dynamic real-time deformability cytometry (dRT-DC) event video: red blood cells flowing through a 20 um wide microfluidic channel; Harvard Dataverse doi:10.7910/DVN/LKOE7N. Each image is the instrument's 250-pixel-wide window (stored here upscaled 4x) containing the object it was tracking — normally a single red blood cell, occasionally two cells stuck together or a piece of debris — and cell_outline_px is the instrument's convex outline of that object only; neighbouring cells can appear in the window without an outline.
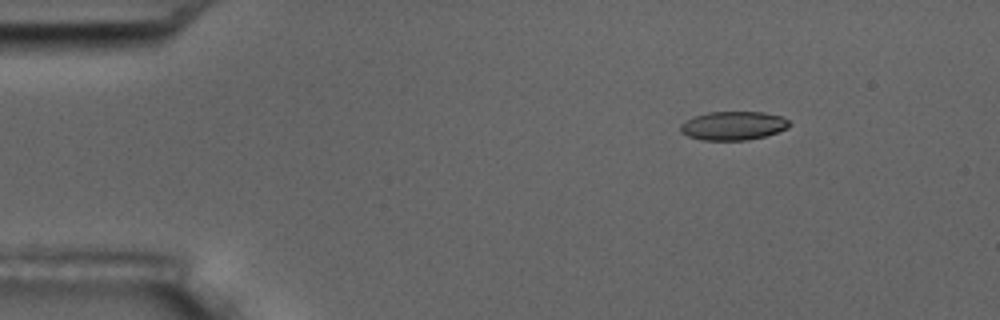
{"species": "common noctule bat (a hibernating species)", "species_latin": "Nyctalus noctula", "temperature_condition": "room temperature", "stored_images_in_passage": 15, "camera_frame_rate_fps": 3000, "um_per_image_px": 0.085, "animal": {"sex": "male", "body_mass_g": 17.5, "forearm_length_mm": 52.3}, "frame": {"image": 1, "passage_image": 1, "time_ms": 0.0, "image_size_px": [1000, 320], "cell_outline_px": [[792, 124], [788, 128], [764, 136], [748, 140], [700, 140], [688, 136], [680, 132], [680, 124], [692, 116], [708, 112], [764, 112], [784, 116]], "centroid_in_image_um": [62.32, 10.68], "position_along_channel_um": 22.7, "area_um2": 18.44}}
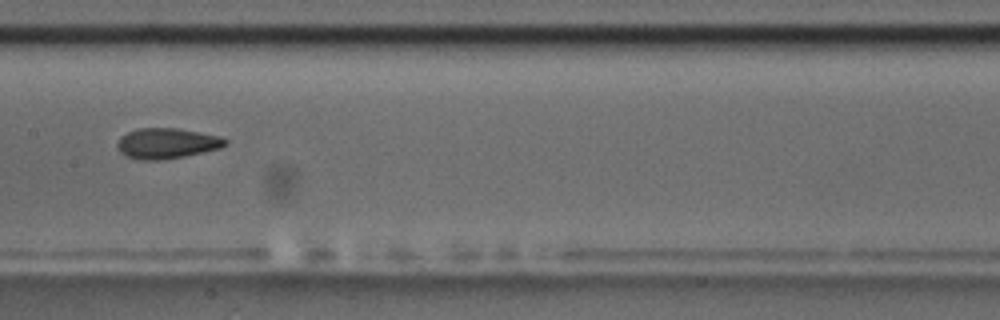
{"frame": {"image": 2, "passage_image": 7, "time_ms": 7.0, "image_size_px": [1000, 320], "cell_outline_px": [[228, 144], [220, 148], [184, 156], [156, 160], [144, 160], [128, 156], [120, 152], [116, 148], [116, 144], [120, 136], [136, 128], [176, 128], [220, 136], [228, 140]], "centroid_in_image_um": [14.16, 12.17], "position_along_channel_um": 193.2, "area_um2": 19.07}}
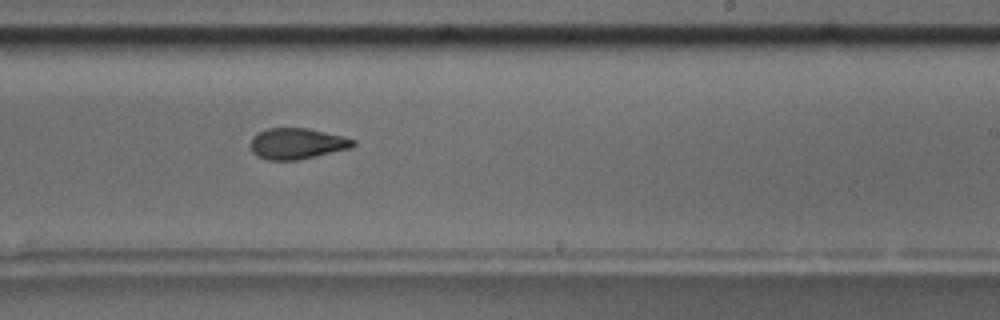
{"frame": {"image": 3, "passage_image": 9, "time_ms": 9.0, "image_size_px": [1000, 320], "cell_outline_px": [[356, 144], [352, 148], [316, 156], [296, 160], [268, 160], [256, 156], [252, 152], [248, 144], [252, 136], [268, 128], [308, 128], [356, 140]], "centroid_in_image_um": [25.2, 12.21], "position_along_channel_um": 263.8, "area_um2": 18.61}, "authors_computed_cell_mechanics": {"area_um2": 19.074, "velocity_mm_per_s": 3.5369, "shape_relaxation_time_tau1_ms": null, "shape_relaxation_time_tau2_ms": 1.7745, "deformation_change_tau1": null, "deformation_change_tau2": 0.0581}}